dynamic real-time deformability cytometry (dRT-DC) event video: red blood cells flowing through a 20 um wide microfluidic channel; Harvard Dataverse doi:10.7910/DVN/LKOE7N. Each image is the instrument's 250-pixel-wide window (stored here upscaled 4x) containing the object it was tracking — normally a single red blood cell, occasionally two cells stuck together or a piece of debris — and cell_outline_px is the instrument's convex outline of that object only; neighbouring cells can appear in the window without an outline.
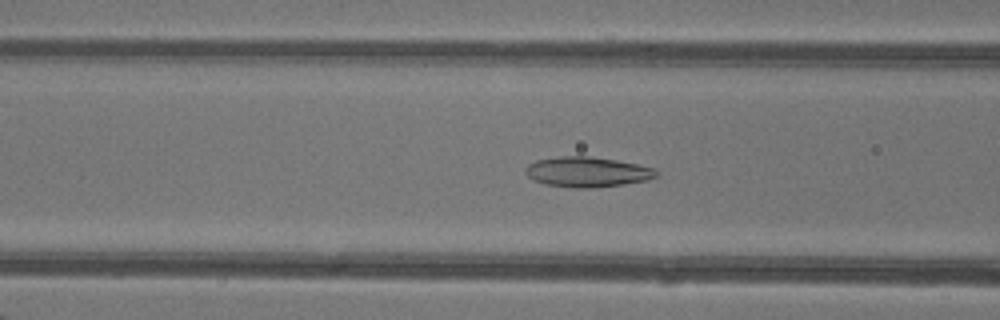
{"species": "common noctule bat (a hibernating species)", "species_latin": "Nyctalus noctula", "temperature_condition": "warm", "stored_images_in_passage": 48, "camera_frame_rate_fps": 3000, "um_per_image_px": 0.085, "animal": {"sex": "female"}, "frame": {"image": 1, "passage_image": 20, "time_ms": 6.333, "image_size_px": [1000, 320], "cell_outline_px": [[660, 172], [656, 176], [648, 180], [624, 184], [592, 188], [576, 188], [544, 184], [528, 176], [524, 172], [524, 168], [528, 164], [536, 160], [560, 156], [588, 156], [616, 160], [656, 168]], "centroid_in_image_um": [49.93, 14.61], "position_along_channel_um": 116.7, "area_um2": 23.06}}
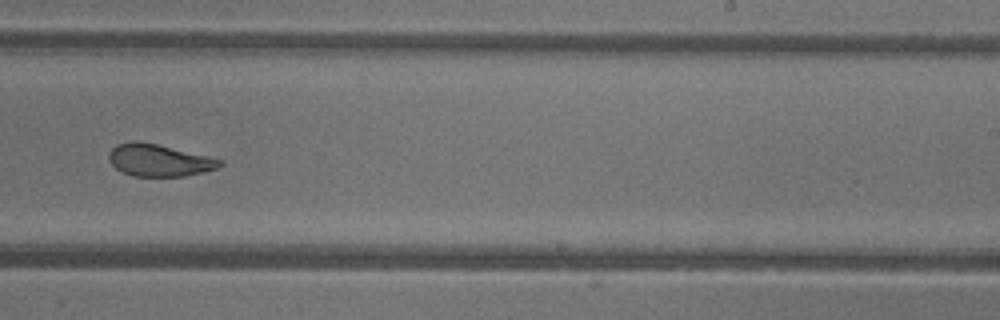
{"frame": {"image": 2, "passage_image": 31, "time_ms": 10.0, "image_size_px": [1000, 320], "cell_outline_px": [[224, 164], [216, 168], [184, 176], [136, 176], [124, 172], [116, 168], [108, 160], [108, 156], [112, 148], [116, 144], [132, 140], [136, 140], [156, 144], [208, 156], [224, 160]], "centroid_in_image_um": [13.5, 13.61], "position_along_channel_um": 275.5, "area_um2": 20.58}}
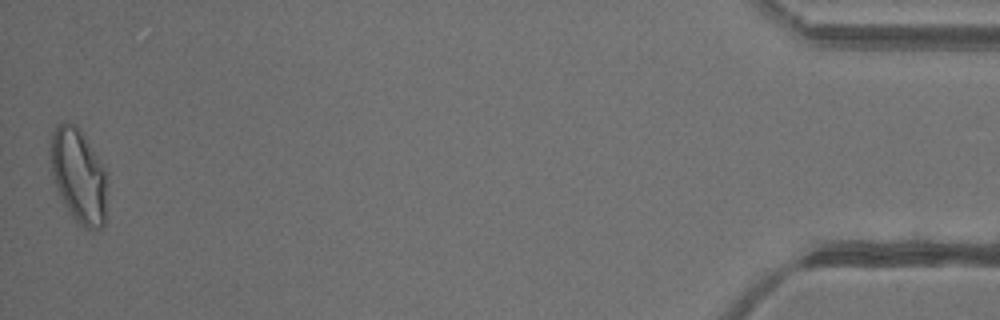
{"frame": {"image": 3, "passage_image": 48, "time_ms": 15.667, "image_size_px": [1000, 320], "cell_outline_px": [[108, 172], [104, 224], [100, 228], [84, 228], [76, 224], [60, 200], [52, 180], [48, 152], [48, 144], [56, 124], [76, 124], [80, 128]], "centroid_in_image_um": [6.65, 14.94], "position_along_channel_um": 428.6, "area_um2": 32.31}, "authors_computed_cell_mechanics": {"area_um2": 24.4494, "velocity_mm_per_s": 4.3374, "shape_relaxation_time_tau1_ms": 9.8928, "shape_relaxation_time_tau2_ms": 1.2129, "deformation_change_tau1": 0.2606, "deformation_change_tau2": 0.0696}}